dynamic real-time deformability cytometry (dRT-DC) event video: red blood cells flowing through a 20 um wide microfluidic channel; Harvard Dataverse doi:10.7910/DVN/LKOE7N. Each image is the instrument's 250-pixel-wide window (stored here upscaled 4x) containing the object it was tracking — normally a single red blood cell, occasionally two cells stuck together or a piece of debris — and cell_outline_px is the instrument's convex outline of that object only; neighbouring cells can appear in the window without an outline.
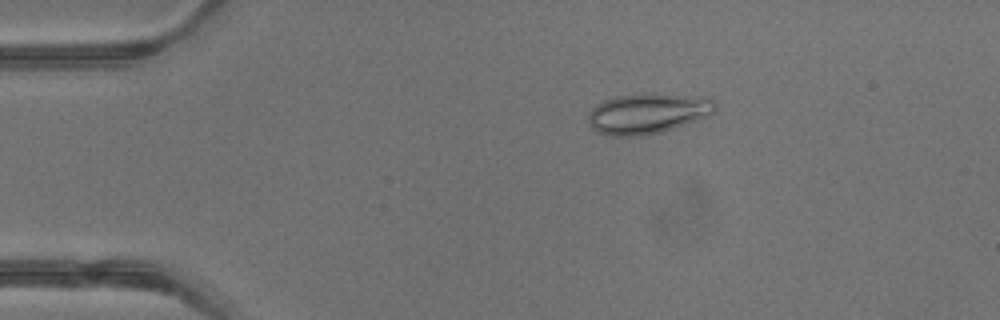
{"species": "common noctule bat (a hibernating species)", "species_latin": "Nyctalus noctula", "temperature_condition": "warm", "stored_images_in_passage": 42, "camera_frame_rate_fps": 3000, "um_per_image_px": 0.085, "animal": {"sex": "male", "body_mass_g": 13.3}, "frame": {"image": 1, "passage_image": 8, "time_ms": 2.333, "image_size_px": [1000, 320], "cell_outline_px": [[716, 108], [708, 116], [660, 132], [640, 136], [608, 136], [596, 132], [588, 124], [588, 112], [596, 104], [604, 100], [616, 96], [644, 92], [656, 92], [712, 96], [716, 100]], "centroid_in_image_um": [55.07, 9.6], "position_along_channel_um": 29.9, "area_um2": 30.81}}
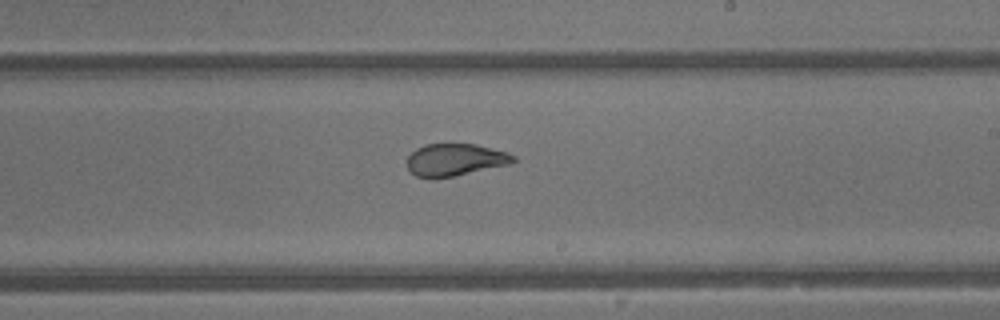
{"frame": {"image": 2, "passage_image": 25, "time_ms": 8.0, "image_size_px": [1000, 320], "cell_outline_px": [[516, 160], [512, 164], [432, 180], [416, 176], [408, 168], [408, 156], [416, 148], [424, 144], [476, 144], [508, 152], [516, 156]], "centroid_in_image_um": [38.7, 13.59], "position_along_channel_um": 250.3, "area_um2": 20.17}}
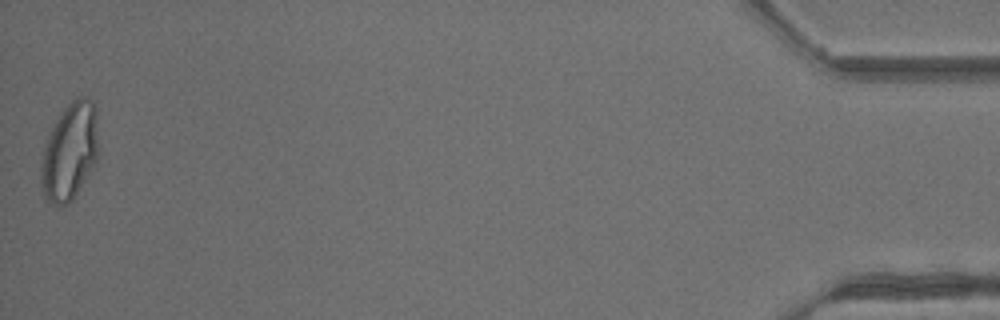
{"frame": {"image": 3, "passage_image": 42, "time_ms": 13.667, "image_size_px": [1000, 320], "cell_outline_px": [[100, 152], [92, 168], [72, 200], [68, 204], [56, 204], [44, 200], [40, 184], [40, 168], [44, 144], [56, 120], [64, 108], [76, 96], [88, 96], [92, 100], [96, 108]], "centroid_in_image_um": [5.94, 12.86], "position_along_channel_um": 429.3, "area_um2": 33.12}, "authors_computed_cell_mechanics": {"area_um2": 25.721, "velocity_mm_per_s": 4.9101, "shape_relaxation_time_tau1_ms": 4.5909, "shape_relaxation_time_tau2_ms": null, "deformation_change_tau1": 0.1698, "deformation_change_tau2": null}}